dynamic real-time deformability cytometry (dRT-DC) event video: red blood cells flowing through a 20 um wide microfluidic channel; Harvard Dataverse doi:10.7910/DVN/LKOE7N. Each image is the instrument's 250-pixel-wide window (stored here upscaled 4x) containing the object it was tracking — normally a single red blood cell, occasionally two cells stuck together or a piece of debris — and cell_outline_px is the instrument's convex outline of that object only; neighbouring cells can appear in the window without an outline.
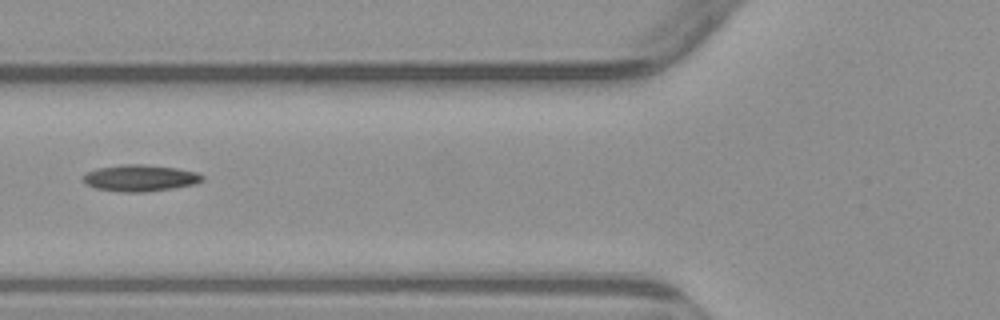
{"species": "common noctule bat (a hibernating species)", "species_latin": "Nyctalus noctula", "temperature_condition": "warm", "stored_images_in_passage": 4, "camera_frame_rate_fps": 3000, "um_per_image_px": 0.085, "animal": {"sex": "male", "body_mass_g": 23.1, "forearm_length_mm": 52.7}, "frame": {"image": 1, "passage_image": 3, "time_ms": 3.333, "image_size_px": [1000, 320], "cell_outline_px": [[204, 180], [196, 184], [172, 188], [144, 192], [120, 192], [96, 188], [88, 184], [84, 180], [84, 176], [88, 172], [96, 168], [124, 164], [140, 164], [176, 168], [196, 172], [204, 176]], "centroid_in_image_um": [11.94, 15.13], "position_along_channel_um": 113.9, "area_um2": 18.26}}
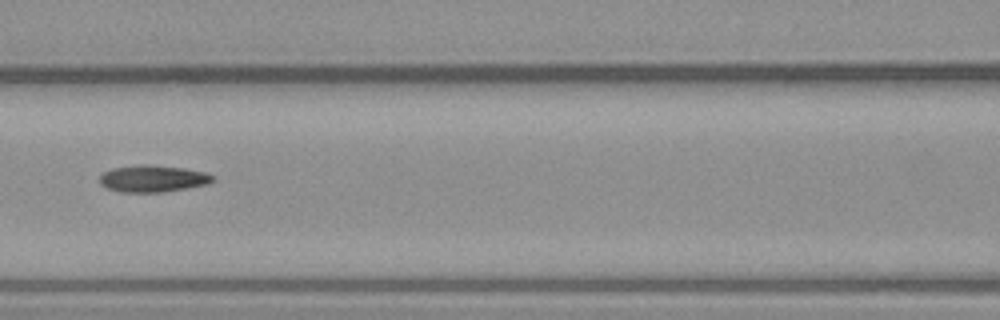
{"frame": {"image": 2, "passage_image": 4, "time_ms": 4.333, "image_size_px": [1000, 320], "cell_outline_px": [[216, 180], [208, 184], [164, 192], [120, 192], [108, 188], [100, 184], [100, 176], [104, 172], [112, 168], [140, 164], [148, 164], [184, 168], [204, 172], [216, 176]], "centroid_in_image_um": [13.02, 15.18], "position_along_channel_um": 153.6, "area_um2": 17.8}}